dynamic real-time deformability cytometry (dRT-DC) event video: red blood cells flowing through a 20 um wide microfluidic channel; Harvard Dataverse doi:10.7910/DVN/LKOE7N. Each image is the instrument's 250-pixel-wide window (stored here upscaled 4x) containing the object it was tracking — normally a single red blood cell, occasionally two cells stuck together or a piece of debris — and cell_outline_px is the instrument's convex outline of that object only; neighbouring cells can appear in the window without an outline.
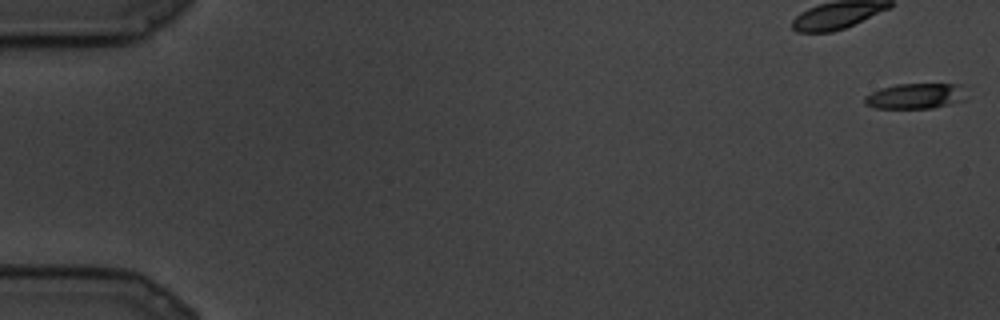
{"species": "common noctule bat (a hibernating species)", "species_latin": "Nyctalus noctula", "temperature_condition": "cold", "stored_images_in_passage": 10, "camera_frame_rate_fps": 3000, "um_per_image_px": 0.085, "animal": {"sex": "male", "body_mass_g": 19.5, "forearm_length_mm": 54.6}, "frame": {"image": 1, "passage_image": 1, "time_ms": 0.0, "image_size_px": [1000, 320], "cell_outline_px": [[968, 100], [932, 108], [872, 108], [864, 104], [864, 96], [880, 88], [896, 84], [964, 84]], "centroid_in_image_um": [77.87, 8.16], "position_along_channel_um": 7.1, "area_um2": 15.49}}
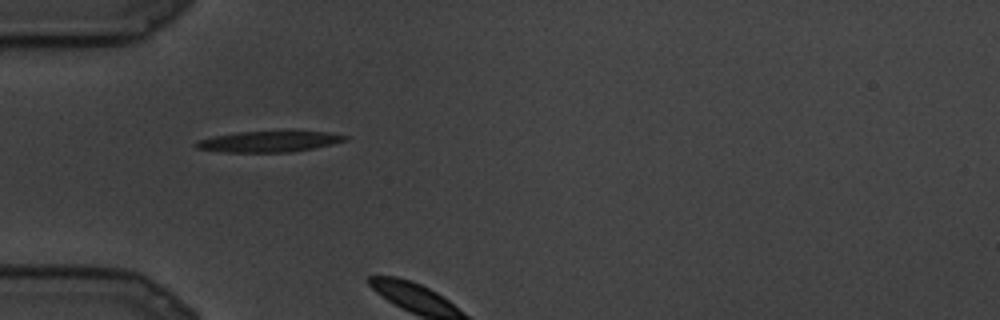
{"frame": {"image": 2, "passage_image": 9, "time_ms": 2.667, "image_size_px": [1000, 320], "cell_outline_px": [[348, 140], [332, 144], [292, 152], [220, 152], [196, 148], [192, 144], [196, 140], [212, 136], [236, 132], [328, 132], [348, 136]], "centroid_in_image_um": [22.78, 12.04], "position_along_channel_um": 62.2, "area_um2": 18.09}}